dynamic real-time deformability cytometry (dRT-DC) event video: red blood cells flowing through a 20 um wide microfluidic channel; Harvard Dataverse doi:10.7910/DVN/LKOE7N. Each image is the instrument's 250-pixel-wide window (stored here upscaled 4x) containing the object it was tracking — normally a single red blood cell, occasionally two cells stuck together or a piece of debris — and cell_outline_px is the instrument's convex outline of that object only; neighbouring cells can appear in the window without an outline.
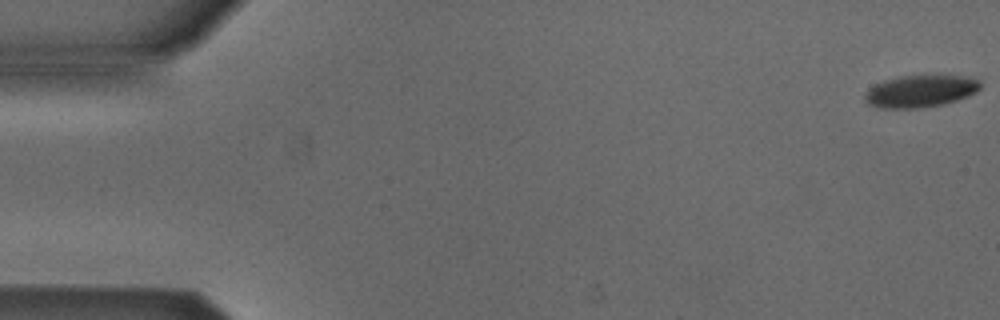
{"species": "Egyptian fruit bat (a non-hibernating species)", "species_latin": "Rousettus aegyptiacus", "temperature_condition": "cold", "stored_images_in_passage": 6, "camera_frame_rate_fps": 3000, "um_per_image_px": 0.085, "animal": {"sex": "male"}, "frame": {"image": 1, "passage_image": 1, "time_ms": 0.0, "image_size_px": [1000, 320], "cell_outline_px": [[980, 88], [976, 92], [968, 96], [944, 104], [924, 108], [884, 108], [868, 104], [864, 100], [864, 96], [876, 84], [884, 80], [900, 76], [964, 76], [980, 80]], "centroid_in_image_um": [78.26, 7.76], "position_along_channel_um": 6.7, "area_um2": 21.39}}